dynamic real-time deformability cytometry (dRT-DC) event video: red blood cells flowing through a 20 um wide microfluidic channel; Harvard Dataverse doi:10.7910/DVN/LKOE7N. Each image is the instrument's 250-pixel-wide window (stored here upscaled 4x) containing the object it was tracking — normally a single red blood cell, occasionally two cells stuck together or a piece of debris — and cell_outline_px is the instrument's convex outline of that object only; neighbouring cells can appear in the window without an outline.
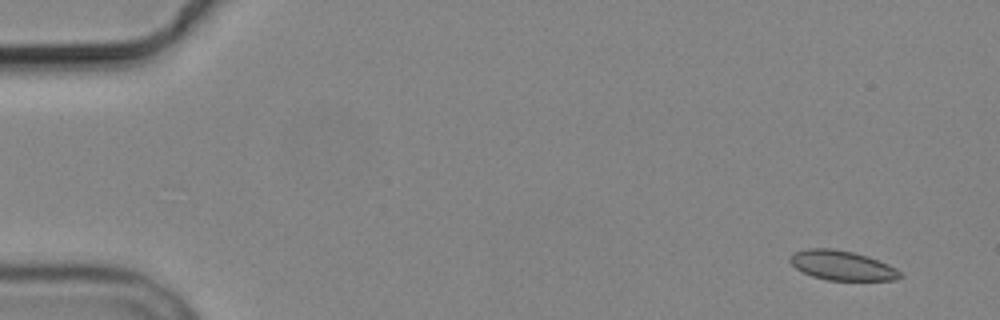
{"species": "common noctule bat (a hibernating species)", "species_latin": "Nyctalus noctula", "temperature_condition": "cold", "stored_images_in_passage": 5, "camera_frame_rate_fps": 3000, "um_per_image_px": 0.085, "animal": {"sex": "male", "body_mass_g": 19.2, "forearm_length_mm": 51.8}, "frame": {"image": 1, "passage_image": 1, "time_ms": 0.0, "image_size_px": [1000, 320], "cell_outline_px": [[904, 276], [896, 280], [828, 280], [812, 276], [796, 268], [788, 260], [796, 252], [808, 248], [832, 248], [852, 252], [868, 256], [888, 264], [896, 268]], "centroid_in_image_um": [71.61, 22.56], "position_along_channel_um": 13.4, "area_um2": 18.84}}
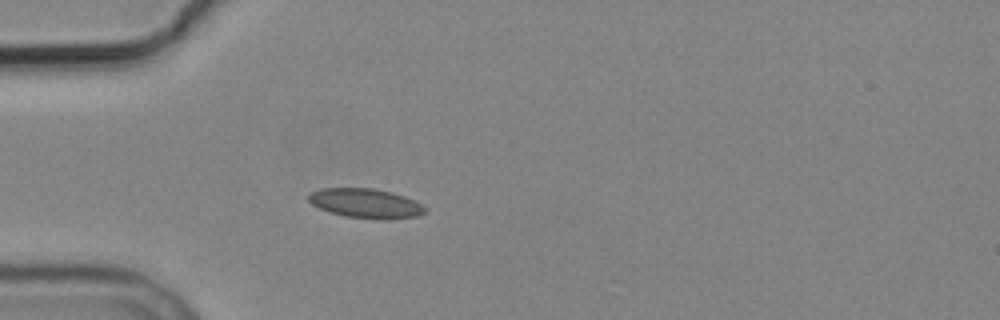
{"frame": {"image": 2, "passage_image": 5, "time_ms": 4.333, "image_size_px": [1000, 320], "cell_outline_px": [[428, 212], [420, 216], [384, 220], [380, 220], [344, 216], [320, 208], [312, 204], [308, 200], [308, 196], [312, 192], [320, 188], [372, 188], [392, 192], [404, 196], [420, 204]], "centroid_in_image_um": [31.11, 17.29], "position_along_channel_um": 53.9, "area_um2": 20.0}}